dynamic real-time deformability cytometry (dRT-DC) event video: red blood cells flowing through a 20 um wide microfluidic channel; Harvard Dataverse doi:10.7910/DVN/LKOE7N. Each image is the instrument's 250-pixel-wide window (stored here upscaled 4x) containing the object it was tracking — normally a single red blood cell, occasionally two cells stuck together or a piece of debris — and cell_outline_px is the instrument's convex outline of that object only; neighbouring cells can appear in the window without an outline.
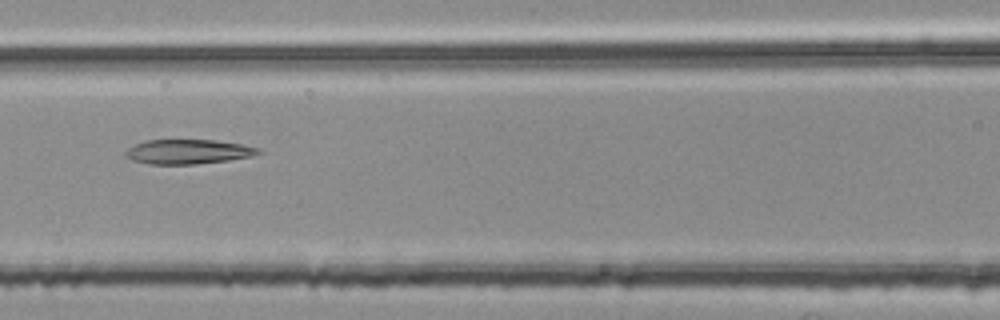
{"species": "common noctule bat (a hibernating species)", "species_latin": "Nyctalus noctula", "temperature_condition": "room temperature", "stored_images_in_passage": 54, "camera_frame_rate_fps": 3000, "um_per_image_px": 0.085, "animal": {"sex": "female", "body_mass_g": 25.1}, "frame": {"image": 1, "passage_image": 24, "time_ms": 7.667, "image_size_px": [1000, 320], "cell_outline_px": [[264, 152], [252, 156], [228, 160], [196, 164], [148, 164], [132, 160], [124, 156], [124, 152], [128, 148], [136, 144], [148, 140], [216, 140], [240, 144], [260, 148]], "centroid_in_image_um": [15.99, 12.9], "position_along_channel_um": 150.6, "area_um2": 19.02}}
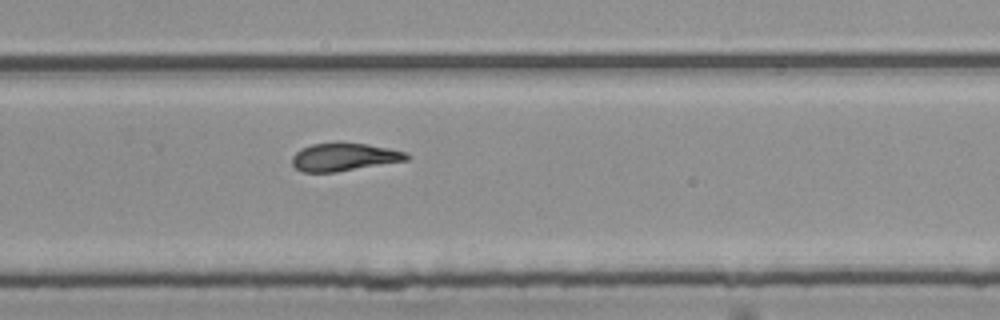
{"frame": {"image": 2, "passage_image": 36, "time_ms": 11.667, "image_size_px": [1000, 320], "cell_outline_px": [[408, 160], [336, 172], [304, 172], [296, 168], [292, 164], [292, 156], [300, 148], [312, 144], [368, 144], [408, 152]], "centroid_in_image_um": [29.24, 13.36], "position_along_channel_um": 300.6, "area_um2": 18.26}}
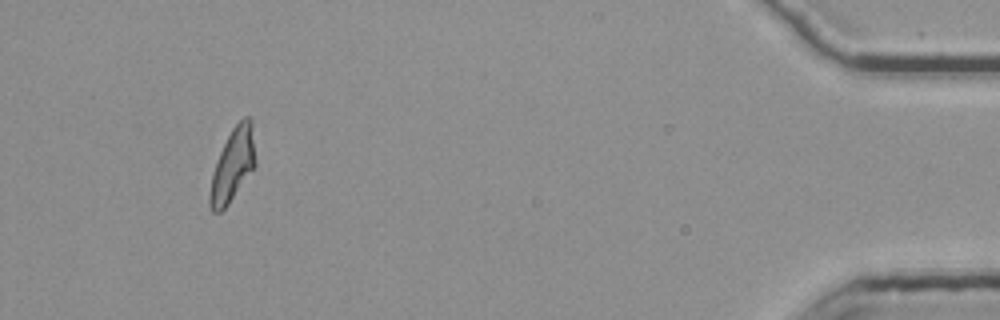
{"frame": {"image": 3, "passage_image": 51, "time_ms": 16.667, "image_size_px": [1000, 320], "cell_outline_px": [[256, 164], [228, 204], [220, 212], [212, 212], [208, 200], [208, 196], [212, 172], [220, 152], [232, 128], [244, 116], [248, 116], [252, 120], [256, 160]], "centroid_in_image_um": [19.78, 14.01], "position_along_channel_um": 415.4, "area_um2": 19.25}, "authors_computed_cell_mechanics": {"area_um2": 19.4786, "velocity_mm_per_s": 3.7695, "shape_relaxation_time_tau1_ms": null, "shape_relaxation_time_tau2_ms": 5.8189, "deformation_change_tau1": null, "deformation_change_tau2": 0.1546}}